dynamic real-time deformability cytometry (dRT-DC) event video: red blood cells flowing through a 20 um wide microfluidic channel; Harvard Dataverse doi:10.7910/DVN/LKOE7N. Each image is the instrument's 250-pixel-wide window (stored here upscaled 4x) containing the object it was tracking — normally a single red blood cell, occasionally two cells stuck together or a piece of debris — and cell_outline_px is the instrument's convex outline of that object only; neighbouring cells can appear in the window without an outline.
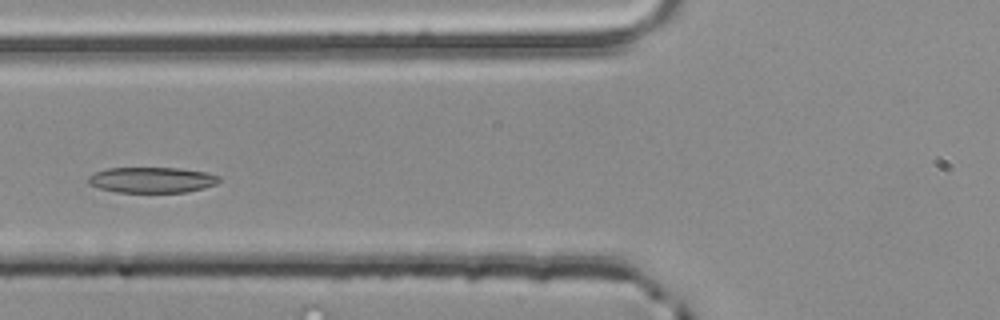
{"species": "common noctule bat (a hibernating species)", "species_latin": "Nyctalus noctula", "temperature_condition": "room temperature", "stored_images_in_passage": 36, "camera_frame_rate_fps": 3000, "um_per_image_px": 0.085, "animal": {"sex": "male", "body_mass_g": 20.4}, "frame": {"image": 1, "passage_image": 11, "time_ms": 3.333, "image_size_px": [1000, 320], "cell_outline_px": [[220, 180], [216, 184], [184, 192], [116, 192], [100, 188], [88, 184], [88, 176], [104, 168], [180, 168], [208, 172], [220, 176]], "centroid_in_image_um": [12.9, 15.28], "position_along_channel_um": 112.9, "area_um2": 19.54}, "authors_computed_cell_mechanics": {"area_um2": 19.7387, "velocity_mm_per_s": 3.8168, "shape_relaxation_time_tau1_ms": 2.395, "shape_relaxation_time_tau2_ms": 6.2313, "deformation_change_tau1": 0.1019, "deformation_change_tau2": 0.1244}}